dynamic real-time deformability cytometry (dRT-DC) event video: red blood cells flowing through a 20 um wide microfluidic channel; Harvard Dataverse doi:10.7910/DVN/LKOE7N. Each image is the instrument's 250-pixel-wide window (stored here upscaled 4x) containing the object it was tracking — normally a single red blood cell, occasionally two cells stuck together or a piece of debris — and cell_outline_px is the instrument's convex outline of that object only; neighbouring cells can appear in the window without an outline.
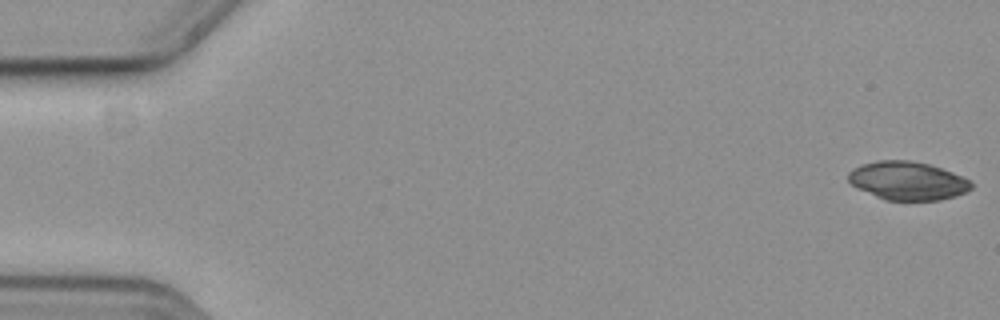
{"species": "common noctule bat (a hibernating species)", "species_latin": "Nyctalus noctula", "temperature_condition": "cold", "stored_images_in_passage": 56, "camera_frame_rate_fps": 3000, "um_per_image_px": 0.085, "animal": {"sex": "female", "body_mass_g": 19.3, "forearm_length_mm": 54.1}, "frame": {"image": 1, "passage_image": 1, "time_ms": 0.0, "image_size_px": [1000, 320], "cell_outline_px": [[972, 188], [956, 196], [940, 200], [884, 200], [852, 184], [848, 180], [848, 172], [864, 164], [876, 160], [908, 160], [928, 164], [940, 168], [960, 176], [968, 180], [972, 184]], "centroid_in_image_um": [77.14, 15.37], "position_along_channel_um": 7.9, "area_um2": 26.99}}
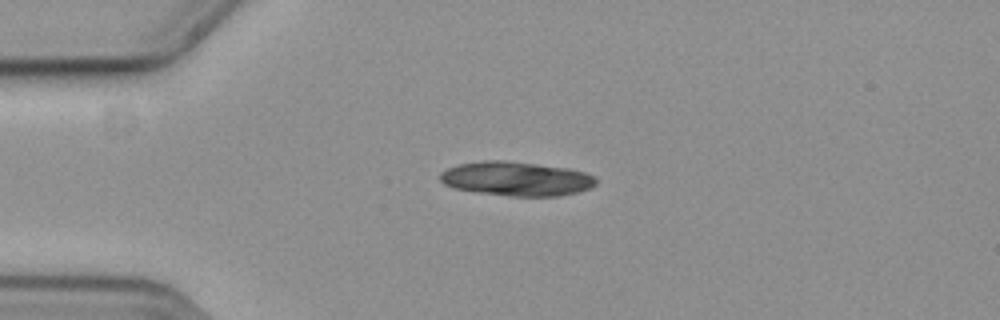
{"frame": {"image": 2, "passage_image": 14, "time_ms": 4.333, "image_size_px": [1000, 320], "cell_outline_px": [[596, 184], [588, 188], [576, 192], [560, 196], [508, 196], [480, 192], [456, 188], [444, 184], [440, 180], [440, 172], [448, 168], [460, 164], [484, 160], [504, 160], [568, 168], [584, 172], [592, 176], [596, 180]], "centroid_in_image_um": [43.87, 15.19], "position_along_channel_um": 41.1, "area_um2": 30.75}}
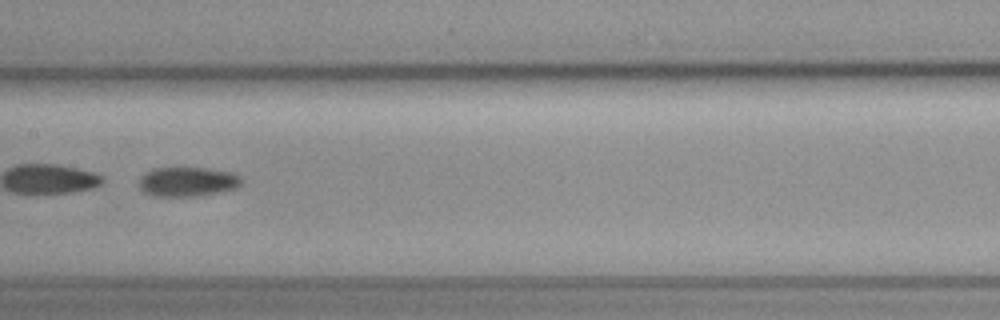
{"frame": {"image": 3, "passage_image": 29, "time_ms": 9.333, "image_size_px": [1000, 320], "cell_outline_px": [[240, 184], [236, 188], [204, 196], [148, 196], [140, 188], [140, 176], [152, 168], [208, 168], [232, 172], [240, 176]], "centroid_in_image_um": [15.92, 15.45], "position_along_channel_um": 191.5, "area_um2": 17.74}}